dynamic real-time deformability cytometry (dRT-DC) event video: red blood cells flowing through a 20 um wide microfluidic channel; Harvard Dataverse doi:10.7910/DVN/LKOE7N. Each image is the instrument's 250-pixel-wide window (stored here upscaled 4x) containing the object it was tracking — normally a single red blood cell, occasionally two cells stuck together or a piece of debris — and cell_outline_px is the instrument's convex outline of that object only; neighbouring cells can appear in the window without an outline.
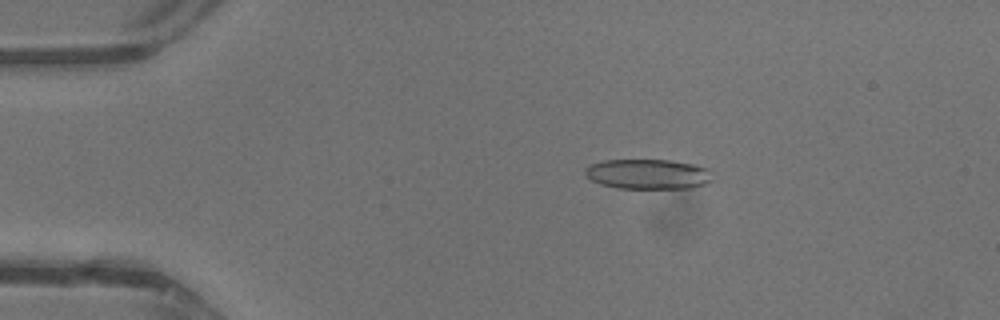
{"species": "common noctule bat (a hibernating species)", "species_latin": "Nyctalus noctula", "temperature_condition": "warm", "stored_images_in_passage": 43, "camera_frame_rate_fps": 3000, "um_per_image_px": 0.085, "animal": {"sex": "male", "body_mass_g": 13.3}, "frame": {"image": 1, "passage_image": 8, "time_ms": 2.333, "image_size_px": [1000, 320], "cell_outline_px": [[712, 180], [704, 184], [688, 188], [616, 188], [600, 184], [592, 180], [584, 172], [584, 168], [592, 164], [604, 160], [672, 160], [696, 164], [708, 168], [712, 172]], "centroid_in_image_um": [55.11, 14.79], "position_along_channel_um": 29.9, "area_um2": 22.37}}
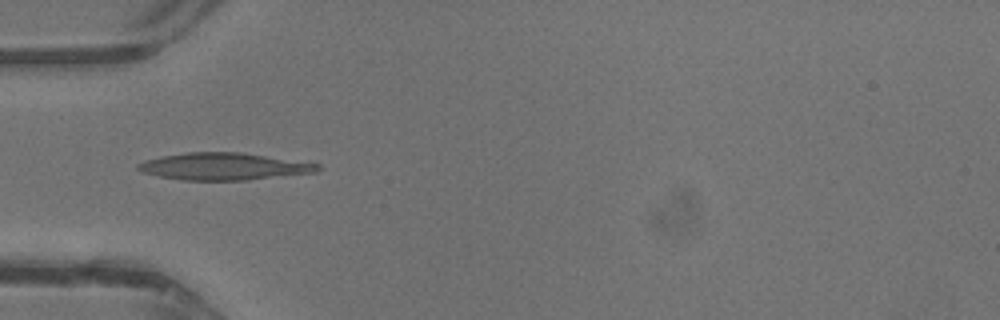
{"frame": {"image": 2, "passage_image": 14, "time_ms": 4.333, "image_size_px": [1000, 320], "cell_outline_px": [[324, 168], [316, 172], [244, 180], [184, 180], [160, 176], [144, 172], [136, 168], [136, 164], [144, 160], [160, 156], [188, 152], [244, 152], [320, 164]], "centroid_in_image_um": [19.04, 14.13], "position_along_channel_um": 66.0, "area_um2": 28.38}}
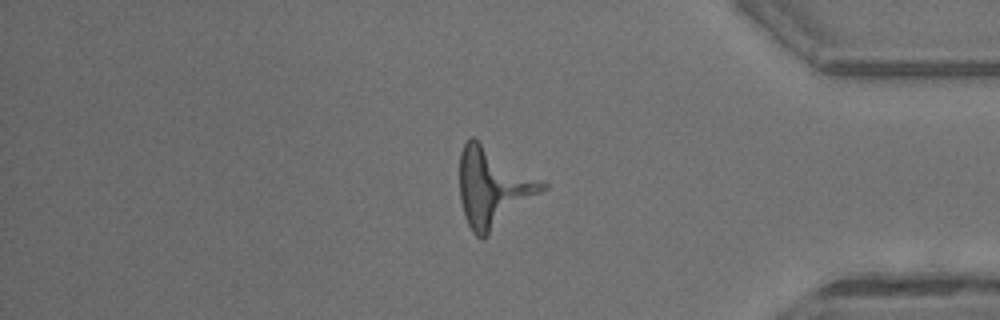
{"frame": {"image": 3, "passage_image": 36, "time_ms": 11.667, "image_size_px": [1000, 320], "cell_outline_px": [[548, 188], [484, 240], [480, 240], [472, 232], [464, 216], [460, 200], [460, 152], [464, 144], [472, 136], [548, 184]], "centroid_in_image_um": [41.92, 15.98], "position_along_channel_um": 393.3, "area_um2": 38.26}}